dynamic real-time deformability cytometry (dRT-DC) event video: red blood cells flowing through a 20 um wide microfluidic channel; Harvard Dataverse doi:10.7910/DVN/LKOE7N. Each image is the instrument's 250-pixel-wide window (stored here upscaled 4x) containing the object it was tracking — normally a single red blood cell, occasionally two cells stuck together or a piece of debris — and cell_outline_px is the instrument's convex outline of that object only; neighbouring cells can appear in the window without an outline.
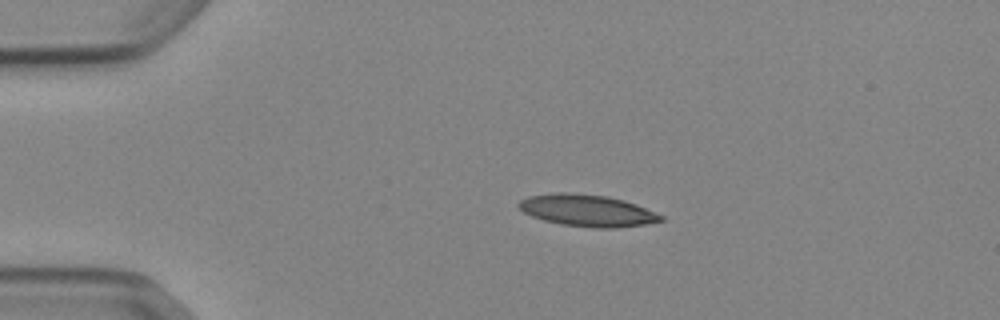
{"species": "Egyptian fruit bat (a non-hibernating species)", "species_latin": "Rousettus aegyptiacus", "temperature_condition": "cold", "stored_images_in_passage": 42, "camera_frame_rate_fps": 3000, "um_per_image_px": 0.085, "animal": {"sex": "female"}, "frame": {"image": 1, "passage_image": 1, "time_ms": 0.0, "image_size_px": [1000, 320], "cell_outline_px": [[664, 220], [644, 224], [616, 228], [596, 228], [560, 224], [544, 220], [532, 216], [524, 212], [516, 204], [520, 200], [528, 196], [556, 192], [564, 192], [608, 196], [624, 200], [636, 204], [664, 216]], "centroid_in_image_um": [49.9, 17.89], "position_along_channel_um": 35.1, "area_um2": 26.3}}
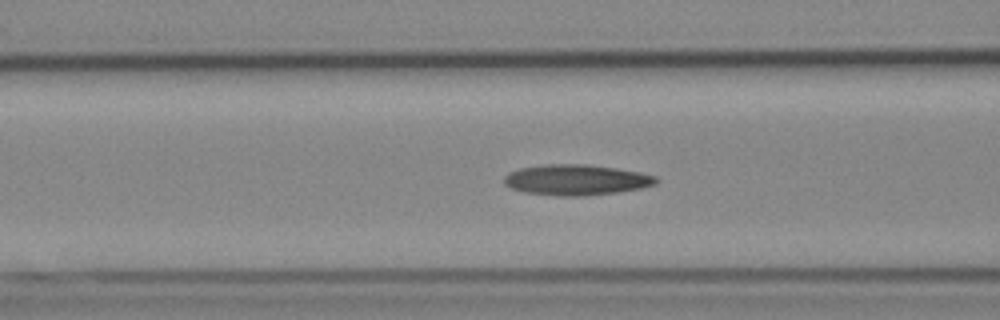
{"frame": {"image": 2, "passage_image": 11, "time_ms": 3.333, "image_size_px": [1000, 320], "cell_outline_px": [[660, 180], [656, 184], [640, 188], [616, 192], [584, 196], [560, 196], [524, 192], [512, 188], [504, 184], [504, 176], [508, 172], [520, 168], [544, 164], [588, 164], [616, 168], [640, 172], [656, 176]], "centroid_in_image_um": [48.98, 15.28], "position_along_channel_um": 117.6, "area_um2": 27.22}}
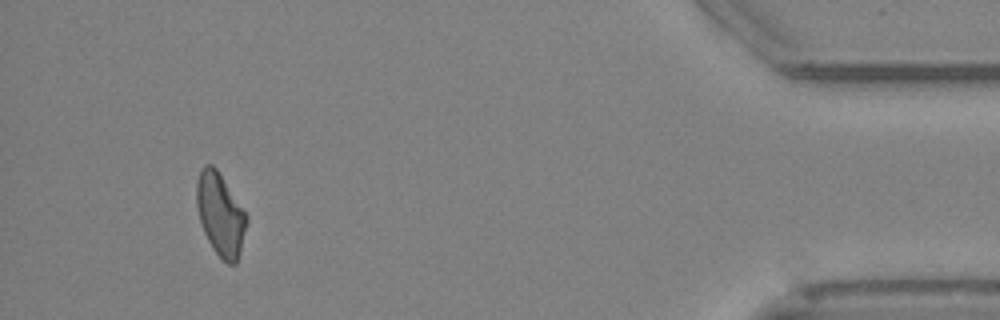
{"frame": {"image": 3, "passage_image": 39, "time_ms": 12.667, "image_size_px": [1000, 320], "cell_outline_px": [[248, 220], [236, 264], [228, 264], [212, 248], [204, 232], [196, 208], [196, 180], [200, 168], [204, 164], [212, 164], [216, 168], [248, 216]], "centroid_in_image_um": [18.71, 18.19], "position_along_channel_um": 416.5, "area_um2": 23.93}, "authors_computed_cell_mechanics": {"area_um2": 25.3742, "velocity_mm_per_s": 3.867, "shape_relaxation_time_tau1_ms": null, "shape_relaxation_time_tau2_ms": 4.666, "deformation_change_tau1": null, "deformation_change_tau2": 0.1439}}